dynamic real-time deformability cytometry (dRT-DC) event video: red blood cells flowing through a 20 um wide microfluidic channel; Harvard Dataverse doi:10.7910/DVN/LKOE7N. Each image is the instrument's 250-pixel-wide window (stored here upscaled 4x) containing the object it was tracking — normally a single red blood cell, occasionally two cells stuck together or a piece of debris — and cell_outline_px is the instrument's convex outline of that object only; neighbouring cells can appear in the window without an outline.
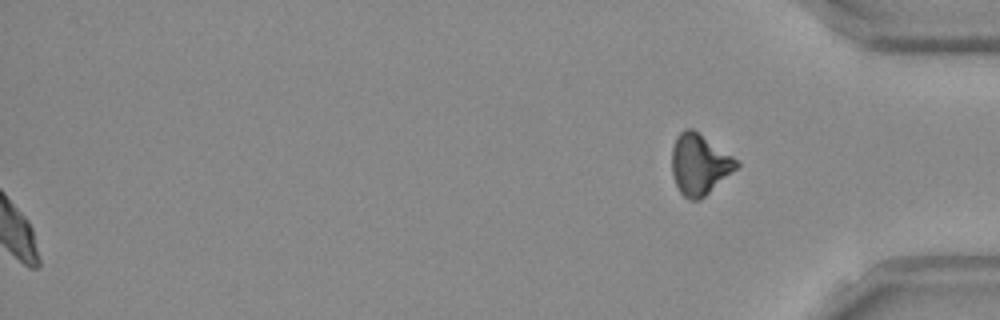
{"species": "Egyptian fruit bat (a non-hibernating species)", "species_latin": "Rousettus aegyptiacus", "temperature_condition": "room temperature", "stored_images_in_passage": 43, "segment_of_instrument_passage": [2, 2], "camera_frame_rate_fps": 3000, "um_per_image_px": 0.085, "frame": {"image": 1, "passage_image": 43, "time_ms": 14.0, "image_size_px": [1000, 320], "cell_outline_px": [[740, 164], [736, 168], [700, 200], [688, 200], [680, 192], [672, 176], [672, 148], [676, 136], [684, 128], [692, 128], [732, 156]], "centroid_in_image_um": [59.41, 13.97], "position_along_channel_um": 375.8, "area_um2": 22.54}}